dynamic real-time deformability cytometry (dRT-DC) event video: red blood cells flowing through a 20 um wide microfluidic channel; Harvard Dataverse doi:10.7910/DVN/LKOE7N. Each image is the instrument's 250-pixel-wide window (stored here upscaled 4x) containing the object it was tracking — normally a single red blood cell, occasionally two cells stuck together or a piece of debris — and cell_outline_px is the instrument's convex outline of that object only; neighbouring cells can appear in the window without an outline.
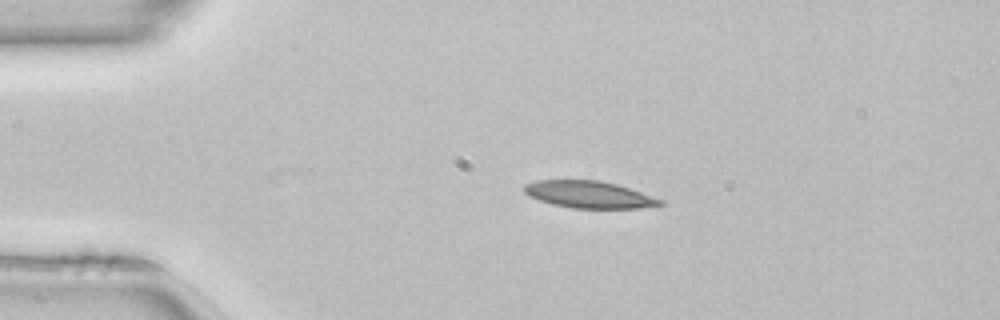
{"species": "common noctule bat (a hibernating species)", "species_latin": "Nyctalus noctula", "temperature_condition": "room temperature", "stored_images_in_passage": 12, "camera_frame_rate_fps": 3000, "um_per_image_px": 0.085, "animal": {"sex": "female", "body_mass_g": 22.7, "forearm_length_mm": 54.2}, "frame": {"image": 1, "passage_image": 10, "time_ms": 3.0, "image_size_px": [1000, 320], "cell_outline_px": [[664, 204], [640, 208], [572, 208], [552, 204], [528, 196], [524, 192], [524, 184], [536, 180], [600, 180], [616, 184], [664, 200]], "centroid_in_image_um": [50.04, 16.53], "position_along_channel_um": 35.0, "area_um2": 21.33}}